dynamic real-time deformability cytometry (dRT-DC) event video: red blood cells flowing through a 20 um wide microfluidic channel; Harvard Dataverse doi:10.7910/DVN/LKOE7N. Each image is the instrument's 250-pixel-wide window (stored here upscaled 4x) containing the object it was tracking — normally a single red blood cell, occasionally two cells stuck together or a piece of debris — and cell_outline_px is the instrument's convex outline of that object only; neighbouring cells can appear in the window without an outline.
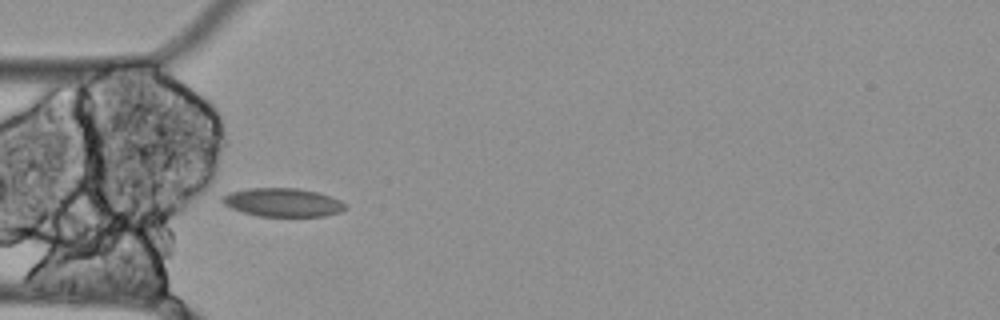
{"species": "Egyptian fruit bat (a non-hibernating species)", "species_latin": "Rousettus aegyptiacus", "temperature_condition": "cold", "stored_images_in_passage": 3, "camera_frame_rate_fps": 3000, "um_per_image_px": 0.085, "animal": {"sex": "female"}, "frame": {"image": 1, "passage_image": 2, "time_ms": 0.333, "image_size_px": [1000, 320], "cell_outline_px": [[348, 208], [340, 212], [324, 216], [256, 216], [232, 208], [224, 204], [220, 200], [220, 196], [228, 192], [248, 188], [296, 188], [316, 192], [332, 196], [348, 204]], "centroid_in_image_um": [24.04, 17.2], "position_along_channel_um": 61.0, "area_um2": 20.63}}
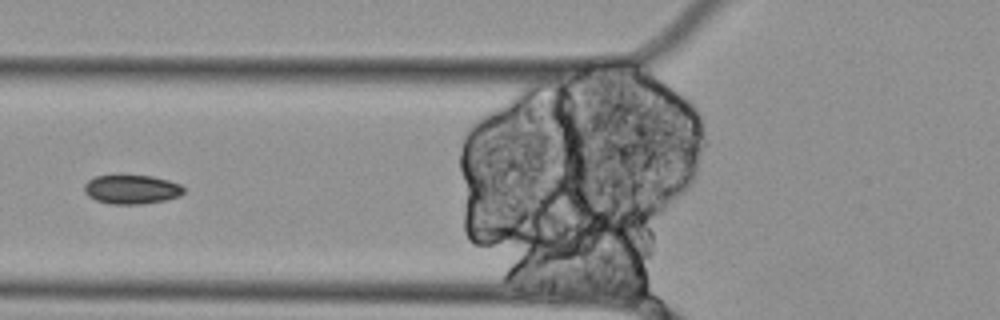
{"frame": {"image": 2, "passage_image": 3, "time_ms": 0.667, "image_size_px": [1000, 320], "cell_outline_px": [[184, 192], [180, 196], [164, 200], [140, 204], [112, 204], [96, 200], [88, 196], [84, 192], [84, 184], [88, 180], [96, 176], [152, 176], [168, 180], [180, 184], [184, 188]], "centroid_in_image_um": [11.18, 16.1], "position_along_channel_um": 114.6, "area_um2": 16.7}}